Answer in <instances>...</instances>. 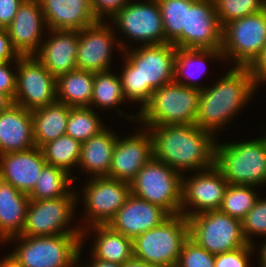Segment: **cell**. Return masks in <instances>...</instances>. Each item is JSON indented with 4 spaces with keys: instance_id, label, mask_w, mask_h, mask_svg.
Listing matches in <instances>:
<instances>
[{
    "instance_id": "6da1fadb",
    "label": "cell",
    "mask_w": 266,
    "mask_h": 267,
    "mask_svg": "<svg viewBox=\"0 0 266 267\" xmlns=\"http://www.w3.org/2000/svg\"><path fill=\"white\" fill-rule=\"evenodd\" d=\"M149 127L153 157L176 171H200L215 165L214 133L196 124H176Z\"/></svg>"
},
{
    "instance_id": "7a4b0ae2",
    "label": "cell",
    "mask_w": 266,
    "mask_h": 267,
    "mask_svg": "<svg viewBox=\"0 0 266 267\" xmlns=\"http://www.w3.org/2000/svg\"><path fill=\"white\" fill-rule=\"evenodd\" d=\"M124 54L125 67L120 77L123 96L141 102L142 109L153 90L174 82L176 47L170 43L143 44Z\"/></svg>"
},
{
    "instance_id": "3957f363",
    "label": "cell",
    "mask_w": 266,
    "mask_h": 267,
    "mask_svg": "<svg viewBox=\"0 0 266 267\" xmlns=\"http://www.w3.org/2000/svg\"><path fill=\"white\" fill-rule=\"evenodd\" d=\"M255 89L250 69L234 66L213 87H204L200 91L195 124L208 132H215L244 107Z\"/></svg>"
},
{
    "instance_id": "277c9868",
    "label": "cell",
    "mask_w": 266,
    "mask_h": 267,
    "mask_svg": "<svg viewBox=\"0 0 266 267\" xmlns=\"http://www.w3.org/2000/svg\"><path fill=\"white\" fill-rule=\"evenodd\" d=\"M203 88L194 81L183 80L181 84L172 82L163 85L153 90L135 121L139 123L141 120L146 126L195 124Z\"/></svg>"
},
{
    "instance_id": "5b68a950",
    "label": "cell",
    "mask_w": 266,
    "mask_h": 267,
    "mask_svg": "<svg viewBox=\"0 0 266 267\" xmlns=\"http://www.w3.org/2000/svg\"><path fill=\"white\" fill-rule=\"evenodd\" d=\"M215 166L229 184L266 183V135L247 142L216 143Z\"/></svg>"
},
{
    "instance_id": "8992f818",
    "label": "cell",
    "mask_w": 266,
    "mask_h": 267,
    "mask_svg": "<svg viewBox=\"0 0 266 267\" xmlns=\"http://www.w3.org/2000/svg\"><path fill=\"white\" fill-rule=\"evenodd\" d=\"M14 237L9 239L19 238L22 242L9 255L23 267H74L80 258L84 238L77 234Z\"/></svg>"
},
{
    "instance_id": "52a82bcc",
    "label": "cell",
    "mask_w": 266,
    "mask_h": 267,
    "mask_svg": "<svg viewBox=\"0 0 266 267\" xmlns=\"http://www.w3.org/2000/svg\"><path fill=\"white\" fill-rule=\"evenodd\" d=\"M189 238L188 218L170 215L165 221L133 239V257L163 267H176Z\"/></svg>"
},
{
    "instance_id": "ba28073f",
    "label": "cell",
    "mask_w": 266,
    "mask_h": 267,
    "mask_svg": "<svg viewBox=\"0 0 266 267\" xmlns=\"http://www.w3.org/2000/svg\"><path fill=\"white\" fill-rule=\"evenodd\" d=\"M182 174L152 157L130 182L131 193L161 206L170 215L180 214Z\"/></svg>"
},
{
    "instance_id": "9c48e42d",
    "label": "cell",
    "mask_w": 266,
    "mask_h": 267,
    "mask_svg": "<svg viewBox=\"0 0 266 267\" xmlns=\"http://www.w3.org/2000/svg\"><path fill=\"white\" fill-rule=\"evenodd\" d=\"M189 237L211 254L230 252L249 243L242 221L220 210L206 211L188 217Z\"/></svg>"
},
{
    "instance_id": "30bf717a",
    "label": "cell",
    "mask_w": 266,
    "mask_h": 267,
    "mask_svg": "<svg viewBox=\"0 0 266 267\" xmlns=\"http://www.w3.org/2000/svg\"><path fill=\"white\" fill-rule=\"evenodd\" d=\"M266 45V8L227 23L222 32V54L237 67H249Z\"/></svg>"
},
{
    "instance_id": "8fae6325",
    "label": "cell",
    "mask_w": 266,
    "mask_h": 267,
    "mask_svg": "<svg viewBox=\"0 0 266 267\" xmlns=\"http://www.w3.org/2000/svg\"><path fill=\"white\" fill-rule=\"evenodd\" d=\"M76 192H70L61 198L31 200L27 207L26 220L22 229L23 236H52L57 234L86 235L84 228L64 229L68 227L74 212ZM66 225V227H65Z\"/></svg>"
},
{
    "instance_id": "7c38bea8",
    "label": "cell",
    "mask_w": 266,
    "mask_h": 267,
    "mask_svg": "<svg viewBox=\"0 0 266 267\" xmlns=\"http://www.w3.org/2000/svg\"><path fill=\"white\" fill-rule=\"evenodd\" d=\"M14 103L33 111L57 101L56 78L35 56L18 57Z\"/></svg>"
},
{
    "instance_id": "4fadbf2b",
    "label": "cell",
    "mask_w": 266,
    "mask_h": 267,
    "mask_svg": "<svg viewBox=\"0 0 266 267\" xmlns=\"http://www.w3.org/2000/svg\"><path fill=\"white\" fill-rule=\"evenodd\" d=\"M111 19L118 29L135 41L144 45L165 43L161 11L157 0L127 4Z\"/></svg>"
},
{
    "instance_id": "5bb4252c",
    "label": "cell",
    "mask_w": 266,
    "mask_h": 267,
    "mask_svg": "<svg viewBox=\"0 0 266 267\" xmlns=\"http://www.w3.org/2000/svg\"><path fill=\"white\" fill-rule=\"evenodd\" d=\"M83 191L90 226L108 224L131 194L130 183L108 177H92Z\"/></svg>"
},
{
    "instance_id": "9a60e30c",
    "label": "cell",
    "mask_w": 266,
    "mask_h": 267,
    "mask_svg": "<svg viewBox=\"0 0 266 267\" xmlns=\"http://www.w3.org/2000/svg\"><path fill=\"white\" fill-rule=\"evenodd\" d=\"M228 184V181L215 165L211 168L200 170L197 175L186 179V181L182 177L180 214L188 218L206 211L219 210ZM188 206H195V210H190L189 212L186 209Z\"/></svg>"
},
{
    "instance_id": "2e32d148",
    "label": "cell",
    "mask_w": 266,
    "mask_h": 267,
    "mask_svg": "<svg viewBox=\"0 0 266 267\" xmlns=\"http://www.w3.org/2000/svg\"><path fill=\"white\" fill-rule=\"evenodd\" d=\"M223 28L213 0H196L187 10L182 48L222 49Z\"/></svg>"
},
{
    "instance_id": "e0dca14e",
    "label": "cell",
    "mask_w": 266,
    "mask_h": 267,
    "mask_svg": "<svg viewBox=\"0 0 266 267\" xmlns=\"http://www.w3.org/2000/svg\"><path fill=\"white\" fill-rule=\"evenodd\" d=\"M110 27L97 21L78 31L77 69L94 73L109 70L115 38Z\"/></svg>"
},
{
    "instance_id": "ac0fdd59",
    "label": "cell",
    "mask_w": 266,
    "mask_h": 267,
    "mask_svg": "<svg viewBox=\"0 0 266 267\" xmlns=\"http://www.w3.org/2000/svg\"><path fill=\"white\" fill-rule=\"evenodd\" d=\"M43 22L46 25L40 1L24 0L5 29L12 48L20 57L35 56L39 52Z\"/></svg>"
},
{
    "instance_id": "d6986e66",
    "label": "cell",
    "mask_w": 266,
    "mask_h": 267,
    "mask_svg": "<svg viewBox=\"0 0 266 267\" xmlns=\"http://www.w3.org/2000/svg\"><path fill=\"white\" fill-rule=\"evenodd\" d=\"M169 216L170 214L161 206L145 201L131 193L125 204L107 225L126 237L134 239L157 227Z\"/></svg>"
},
{
    "instance_id": "ffe728a7",
    "label": "cell",
    "mask_w": 266,
    "mask_h": 267,
    "mask_svg": "<svg viewBox=\"0 0 266 267\" xmlns=\"http://www.w3.org/2000/svg\"><path fill=\"white\" fill-rule=\"evenodd\" d=\"M124 138L117 137L108 178L130 183L153 157L152 137L148 132ZM146 133V134H145Z\"/></svg>"
},
{
    "instance_id": "44dd1931",
    "label": "cell",
    "mask_w": 266,
    "mask_h": 267,
    "mask_svg": "<svg viewBox=\"0 0 266 267\" xmlns=\"http://www.w3.org/2000/svg\"><path fill=\"white\" fill-rule=\"evenodd\" d=\"M46 163L41 148L36 146L25 151L4 153L0 155V179L29 195Z\"/></svg>"
},
{
    "instance_id": "7402d4cb",
    "label": "cell",
    "mask_w": 266,
    "mask_h": 267,
    "mask_svg": "<svg viewBox=\"0 0 266 267\" xmlns=\"http://www.w3.org/2000/svg\"><path fill=\"white\" fill-rule=\"evenodd\" d=\"M53 36L40 46L37 60L56 78L77 69V30H49Z\"/></svg>"
},
{
    "instance_id": "603a6c76",
    "label": "cell",
    "mask_w": 266,
    "mask_h": 267,
    "mask_svg": "<svg viewBox=\"0 0 266 267\" xmlns=\"http://www.w3.org/2000/svg\"><path fill=\"white\" fill-rule=\"evenodd\" d=\"M47 29L77 30L97 22L90 0H39Z\"/></svg>"
},
{
    "instance_id": "cb8c5ba5",
    "label": "cell",
    "mask_w": 266,
    "mask_h": 267,
    "mask_svg": "<svg viewBox=\"0 0 266 267\" xmlns=\"http://www.w3.org/2000/svg\"><path fill=\"white\" fill-rule=\"evenodd\" d=\"M33 147L32 111L14 103L0 113V155Z\"/></svg>"
},
{
    "instance_id": "d4e9b609",
    "label": "cell",
    "mask_w": 266,
    "mask_h": 267,
    "mask_svg": "<svg viewBox=\"0 0 266 267\" xmlns=\"http://www.w3.org/2000/svg\"><path fill=\"white\" fill-rule=\"evenodd\" d=\"M30 198L0 179V242L21 235Z\"/></svg>"
},
{
    "instance_id": "484cf974",
    "label": "cell",
    "mask_w": 266,
    "mask_h": 267,
    "mask_svg": "<svg viewBox=\"0 0 266 267\" xmlns=\"http://www.w3.org/2000/svg\"><path fill=\"white\" fill-rule=\"evenodd\" d=\"M117 137L105 128L98 135L84 141L78 166L90 175L94 174V177H108Z\"/></svg>"
},
{
    "instance_id": "4316f807",
    "label": "cell",
    "mask_w": 266,
    "mask_h": 267,
    "mask_svg": "<svg viewBox=\"0 0 266 267\" xmlns=\"http://www.w3.org/2000/svg\"><path fill=\"white\" fill-rule=\"evenodd\" d=\"M70 106L54 102L32 111V125L35 146L41 148L46 143L66 135Z\"/></svg>"
},
{
    "instance_id": "83f0119b",
    "label": "cell",
    "mask_w": 266,
    "mask_h": 267,
    "mask_svg": "<svg viewBox=\"0 0 266 267\" xmlns=\"http://www.w3.org/2000/svg\"><path fill=\"white\" fill-rule=\"evenodd\" d=\"M94 72L75 69L56 77V98L70 107H90Z\"/></svg>"
},
{
    "instance_id": "f1b7e54d",
    "label": "cell",
    "mask_w": 266,
    "mask_h": 267,
    "mask_svg": "<svg viewBox=\"0 0 266 267\" xmlns=\"http://www.w3.org/2000/svg\"><path fill=\"white\" fill-rule=\"evenodd\" d=\"M90 227L98 234L91 250L93 258L123 265L133 257V239L113 230L107 224Z\"/></svg>"
},
{
    "instance_id": "f546056e",
    "label": "cell",
    "mask_w": 266,
    "mask_h": 267,
    "mask_svg": "<svg viewBox=\"0 0 266 267\" xmlns=\"http://www.w3.org/2000/svg\"><path fill=\"white\" fill-rule=\"evenodd\" d=\"M196 0H157L163 22L165 43L182 48V32L186 29L187 10Z\"/></svg>"
},
{
    "instance_id": "4dcf8cb0",
    "label": "cell",
    "mask_w": 266,
    "mask_h": 267,
    "mask_svg": "<svg viewBox=\"0 0 266 267\" xmlns=\"http://www.w3.org/2000/svg\"><path fill=\"white\" fill-rule=\"evenodd\" d=\"M70 173L62 168L52 166L46 163L36 182L35 188L28 195L31 200L54 199L61 198L71 192L73 179ZM69 188V190H68Z\"/></svg>"
},
{
    "instance_id": "1f68e13d",
    "label": "cell",
    "mask_w": 266,
    "mask_h": 267,
    "mask_svg": "<svg viewBox=\"0 0 266 267\" xmlns=\"http://www.w3.org/2000/svg\"><path fill=\"white\" fill-rule=\"evenodd\" d=\"M81 145L80 141L63 135L43 145L41 150L48 164L62 168L69 173L71 168L79 164Z\"/></svg>"
},
{
    "instance_id": "d6a6232c",
    "label": "cell",
    "mask_w": 266,
    "mask_h": 267,
    "mask_svg": "<svg viewBox=\"0 0 266 267\" xmlns=\"http://www.w3.org/2000/svg\"><path fill=\"white\" fill-rule=\"evenodd\" d=\"M222 56V51L217 49L176 48L174 82L181 84V76H184L188 80L197 79L195 78L197 76V73L198 76H201L204 73V59H206L207 57L221 58ZM194 62H196V64ZM191 66H193V69L194 67L196 69L189 72V70H191ZM201 69L203 71H200Z\"/></svg>"
},
{
    "instance_id": "836d02e7",
    "label": "cell",
    "mask_w": 266,
    "mask_h": 267,
    "mask_svg": "<svg viewBox=\"0 0 266 267\" xmlns=\"http://www.w3.org/2000/svg\"><path fill=\"white\" fill-rule=\"evenodd\" d=\"M105 129L91 107H70L66 135L83 143Z\"/></svg>"
},
{
    "instance_id": "e575fe53",
    "label": "cell",
    "mask_w": 266,
    "mask_h": 267,
    "mask_svg": "<svg viewBox=\"0 0 266 267\" xmlns=\"http://www.w3.org/2000/svg\"><path fill=\"white\" fill-rule=\"evenodd\" d=\"M109 71L94 73L91 106L93 104L106 110V108L116 107L125 101L120 77Z\"/></svg>"
},
{
    "instance_id": "d590c367",
    "label": "cell",
    "mask_w": 266,
    "mask_h": 267,
    "mask_svg": "<svg viewBox=\"0 0 266 267\" xmlns=\"http://www.w3.org/2000/svg\"><path fill=\"white\" fill-rule=\"evenodd\" d=\"M253 187L255 186L228 184L219 210L242 221L258 199Z\"/></svg>"
},
{
    "instance_id": "8d00e7d4",
    "label": "cell",
    "mask_w": 266,
    "mask_h": 267,
    "mask_svg": "<svg viewBox=\"0 0 266 267\" xmlns=\"http://www.w3.org/2000/svg\"><path fill=\"white\" fill-rule=\"evenodd\" d=\"M219 24L227 23L260 12L266 8V0H213Z\"/></svg>"
},
{
    "instance_id": "74e56055",
    "label": "cell",
    "mask_w": 266,
    "mask_h": 267,
    "mask_svg": "<svg viewBox=\"0 0 266 267\" xmlns=\"http://www.w3.org/2000/svg\"><path fill=\"white\" fill-rule=\"evenodd\" d=\"M215 255L190 237L183 244L176 267H214Z\"/></svg>"
},
{
    "instance_id": "f35d334b",
    "label": "cell",
    "mask_w": 266,
    "mask_h": 267,
    "mask_svg": "<svg viewBox=\"0 0 266 267\" xmlns=\"http://www.w3.org/2000/svg\"><path fill=\"white\" fill-rule=\"evenodd\" d=\"M242 230L249 244H253L250 238L252 234L266 236V199H257L253 208L242 220Z\"/></svg>"
},
{
    "instance_id": "ab89813d",
    "label": "cell",
    "mask_w": 266,
    "mask_h": 267,
    "mask_svg": "<svg viewBox=\"0 0 266 267\" xmlns=\"http://www.w3.org/2000/svg\"><path fill=\"white\" fill-rule=\"evenodd\" d=\"M253 246L248 244L245 247L215 255L214 267H248V258Z\"/></svg>"
},
{
    "instance_id": "60d3db41",
    "label": "cell",
    "mask_w": 266,
    "mask_h": 267,
    "mask_svg": "<svg viewBox=\"0 0 266 267\" xmlns=\"http://www.w3.org/2000/svg\"><path fill=\"white\" fill-rule=\"evenodd\" d=\"M129 3V0H90V5L97 21H104L102 18L105 15L112 18Z\"/></svg>"
},
{
    "instance_id": "b9f144b4",
    "label": "cell",
    "mask_w": 266,
    "mask_h": 267,
    "mask_svg": "<svg viewBox=\"0 0 266 267\" xmlns=\"http://www.w3.org/2000/svg\"><path fill=\"white\" fill-rule=\"evenodd\" d=\"M11 61L0 62V91L8 94L13 100L17 88V73L8 68Z\"/></svg>"
},
{
    "instance_id": "7bdbcfd3",
    "label": "cell",
    "mask_w": 266,
    "mask_h": 267,
    "mask_svg": "<svg viewBox=\"0 0 266 267\" xmlns=\"http://www.w3.org/2000/svg\"><path fill=\"white\" fill-rule=\"evenodd\" d=\"M24 0H0V29L12 22L20 5Z\"/></svg>"
},
{
    "instance_id": "ee69618b",
    "label": "cell",
    "mask_w": 266,
    "mask_h": 267,
    "mask_svg": "<svg viewBox=\"0 0 266 267\" xmlns=\"http://www.w3.org/2000/svg\"><path fill=\"white\" fill-rule=\"evenodd\" d=\"M248 68L250 69L255 86H257L261 81L266 82V45L261 54Z\"/></svg>"
},
{
    "instance_id": "f6af8a7d",
    "label": "cell",
    "mask_w": 266,
    "mask_h": 267,
    "mask_svg": "<svg viewBox=\"0 0 266 267\" xmlns=\"http://www.w3.org/2000/svg\"><path fill=\"white\" fill-rule=\"evenodd\" d=\"M18 57L19 55L12 48L7 31L0 29V62L15 61Z\"/></svg>"
},
{
    "instance_id": "bcb514c9",
    "label": "cell",
    "mask_w": 266,
    "mask_h": 267,
    "mask_svg": "<svg viewBox=\"0 0 266 267\" xmlns=\"http://www.w3.org/2000/svg\"><path fill=\"white\" fill-rule=\"evenodd\" d=\"M122 267H163L156 264L146 263L140 259L132 257L129 261L125 262Z\"/></svg>"
},
{
    "instance_id": "7dc6e473",
    "label": "cell",
    "mask_w": 266,
    "mask_h": 267,
    "mask_svg": "<svg viewBox=\"0 0 266 267\" xmlns=\"http://www.w3.org/2000/svg\"><path fill=\"white\" fill-rule=\"evenodd\" d=\"M14 104V100L6 93L0 91V113Z\"/></svg>"
},
{
    "instance_id": "c3c4849f",
    "label": "cell",
    "mask_w": 266,
    "mask_h": 267,
    "mask_svg": "<svg viewBox=\"0 0 266 267\" xmlns=\"http://www.w3.org/2000/svg\"><path fill=\"white\" fill-rule=\"evenodd\" d=\"M94 262L92 264L90 263L89 266L87 267H122L121 264L114 263V262H108V261H103L100 259H93ZM86 267V266H84Z\"/></svg>"
},
{
    "instance_id": "681fc988",
    "label": "cell",
    "mask_w": 266,
    "mask_h": 267,
    "mask_svg": "<svg viewBox=\"0 0 266 267\" xmlns=\"http://www.w3.org/2000/svg\"><path fill=\"white\" fill-rule=\"evenodd\" d=\"M0 267H23L10 255L5 256L3 260L0 261Z\"/></svg>"
},
{
    "instance_id": "f907efd6",
    "label": "cell",
    "mask_w": 266,
    "mask_h": 267,
    "mask_svg": "<svg viewBox=\"0 0 266 267\" xmlns=\"http://www.w3.org/2000/svg\"><path fill=\"white\" fill-rule=\"evenodd\" d=\"M265 243L262 244V247H261V255H260V265L261 267H266V240L264 241Z\"/></svg>"
}]
</instances>
